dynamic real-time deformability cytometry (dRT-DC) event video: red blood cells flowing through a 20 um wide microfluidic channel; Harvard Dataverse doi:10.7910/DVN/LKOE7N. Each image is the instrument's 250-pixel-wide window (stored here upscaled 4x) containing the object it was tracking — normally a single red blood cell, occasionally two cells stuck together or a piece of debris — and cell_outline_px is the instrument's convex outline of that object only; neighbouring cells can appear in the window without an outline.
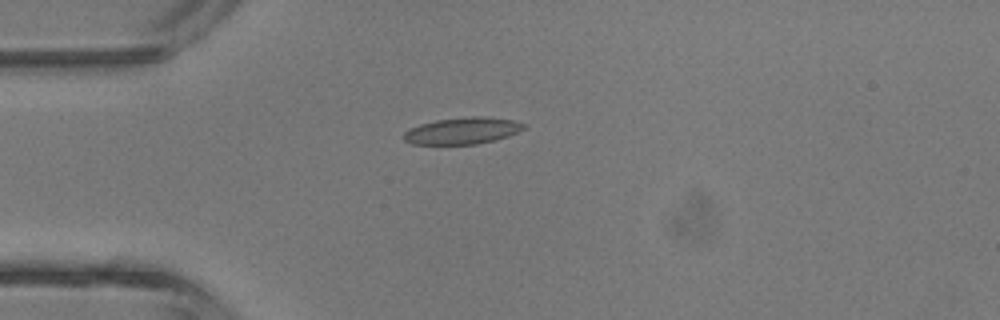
{"species": "common noctule bat (a hibernating species)", "species_latin": "Nyctalus noctula", "temperature_condition": "room temperature", "stored_images_in_passage": 4, "camera_frame_rate_fps": 3000, "um_per_image_px": 0.085, "animal": {"sex": "male", "body_mass_g": 13.3}, "frame": {"image": 1, "passage_image": 3, "time_ms": 3.333, "image_size_px": [1000, 320], "cell_outline_px": [[524, 128], [508, 136], [496, 140], [476, 144], [412, 144], [404, 140], [400, 136], [404, 132], [420, 124], [436, 120], [472, 116], [480, 116], [512, 120], [524, 124]], "centroid_in_image_um": [39.26, 11.12], "position_along_channel_um": 45.7, "area_um2": 18.5}}